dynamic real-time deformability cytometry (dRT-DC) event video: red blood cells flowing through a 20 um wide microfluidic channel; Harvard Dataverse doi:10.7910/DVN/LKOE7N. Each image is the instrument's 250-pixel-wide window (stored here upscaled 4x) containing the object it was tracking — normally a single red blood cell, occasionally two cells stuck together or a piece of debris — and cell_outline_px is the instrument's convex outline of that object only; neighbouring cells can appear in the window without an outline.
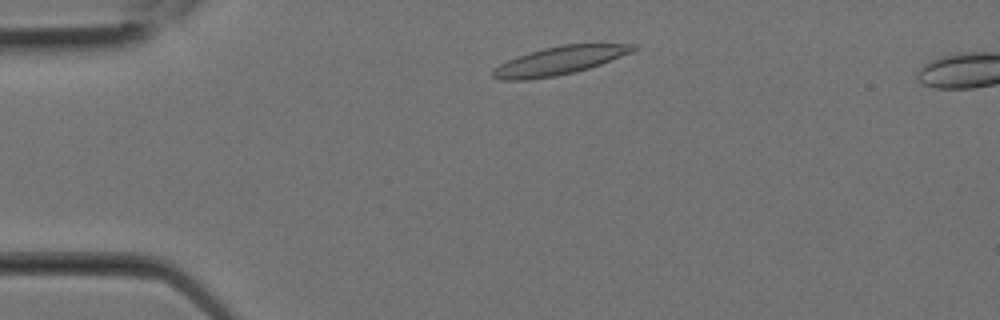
{"species": "Egyptian fruit bat (a non-hibernating species)", "species_latin": "Rousettus aegyptiacus", "temperature_condition": "room temperature", "stored_images_in_passage": 2, "camera_frame_rate_fps": 3000, "um_per_image_px": 0.085, "animal": {"sex": "female"}, "frame": {"image": 1, "passage_image": 2, "time_ms": 0.333, "image_size_px": [1000, 320], "cell_outline_px": [[636, 48], [632, 52], [600, 64], [588, 68], [556, 76], [528, 80], [500, 80], [492, 76], [492, 72], [500, 64], [516, 56], [544, 48], [560, 44], [636, 44]], "centroid_in_image_um": [47.52, 5.15], "position_along_channel_um": 37.5, "area_um2": 22.83}}